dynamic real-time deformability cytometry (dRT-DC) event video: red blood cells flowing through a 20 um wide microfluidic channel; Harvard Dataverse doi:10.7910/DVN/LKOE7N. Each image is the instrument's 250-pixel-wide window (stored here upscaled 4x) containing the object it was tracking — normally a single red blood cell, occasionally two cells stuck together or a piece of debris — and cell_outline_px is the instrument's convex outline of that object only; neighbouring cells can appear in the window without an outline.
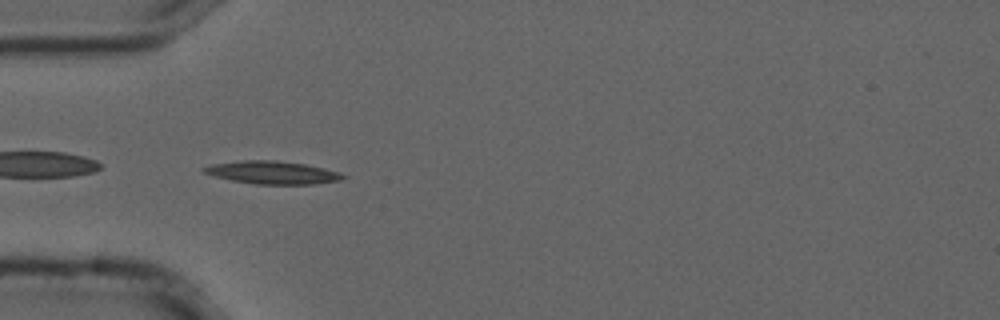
{"species": "common noctule bat (a hibernating species)", "species_latin": "Nyctalus noctula", "temperature_condition": "cold", "stored_images_in_passage": 39, "camera_frame_rate_fps": 3000, "um_per_image_px": 0.085, "animal": {"sex": "male", "forearm_length_mm": 52.5}, "frame": {"image": 1, "passage_image": 1, "time_ms": 0.0, "image_size_px": [1000, 320], "cell_outline_px": [[348, 176], [340, 180], [312, 184], [256, 184], [232, 180], [216, 176], [204, 172], [200, 168], [212, 164], [244, 160], [276, 160], [304, 164], [324, 168], [340, 172]], "centroid_in_image_um": [23.18, 14.66], "position_along_channel_um": 61.8, "area_um2": 18.38}}
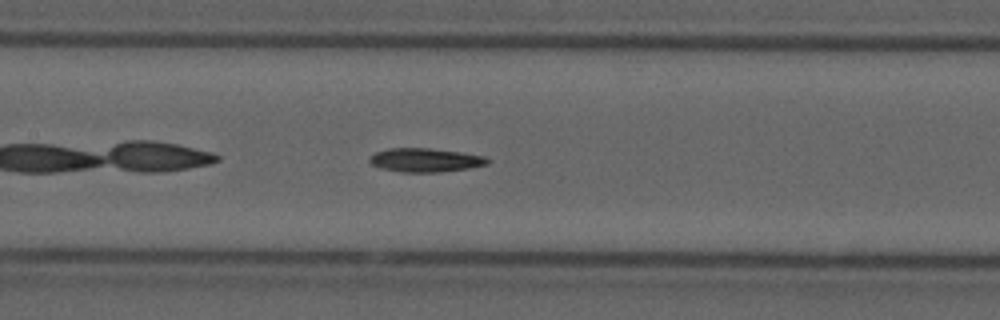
{"frame": {"image": 2, "passage_image": 10, "time_ms": 3.0, "image_size_px": [1000, 320], "cell_outline_px": [[492, 160], [488, 164], [472, 168], [440, 172], [400, 172], [380, 168], [372, 164], [368, 160], [376, 152], [388, 148], [428, 148], [460, 152], [484, 156]], "centroid_in_image_um": [36.19, 13.61], "position_along_channel_um": 171.2, "area_um2": 16.42}}
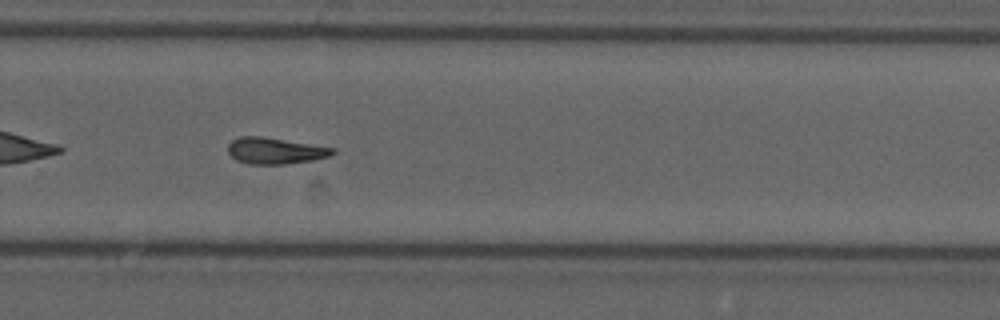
{"frame": {"image": 3, "passage_image": 21, "time_ms": 6.667, "image_size_px": [1000, 320], "cell_outline_px": [[336, 152], [328, 156], [312, 160], [284, 164], [248, 164], [236, 160], [228, 152], [228, 144], [232, 140], [240, 136], [260, 136], [336, 148]], "centroid_in_image_um": [23.36, 12.81], "position_along_channel_um": 306.4, "area_um2": 15.95}, "authors_computed_cell_mechanics": {"area_um2": 16.184, "velocity_mm_per_s": 3.6973, "shape_relaxation_time_tau1_ms": 11.0889, "shape_relaxation_time_tau2_ms": 8.4259, "deformation_change_tau1": 0.2717, "deformation_change_tau2": 0.1975}}